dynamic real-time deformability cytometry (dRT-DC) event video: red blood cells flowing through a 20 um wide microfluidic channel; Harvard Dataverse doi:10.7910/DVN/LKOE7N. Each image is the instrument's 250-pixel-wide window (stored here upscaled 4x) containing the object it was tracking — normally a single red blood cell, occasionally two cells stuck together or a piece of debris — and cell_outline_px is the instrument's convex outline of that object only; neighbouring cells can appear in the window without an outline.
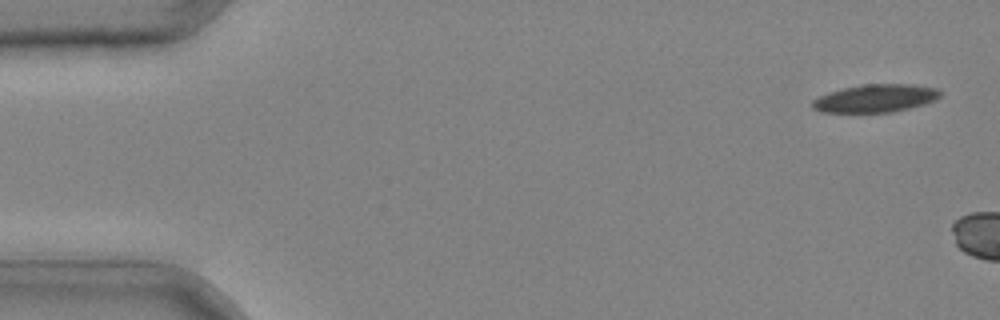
{"species": "common noctule bat (a hibernating species)", "species_latin": "Nyctalus noctula", "temperature_condition": "cold", "stored_images_in_passage": 5, "camera_frame_rate_fps": 3000, "um_per_image_px": 0.085, "animal": {"sex": "male", "body_mass_g": 20.4}, "frame": {"image": 1, "passage_image": 2, "time_ms": 0.333, "image_size_px": [1000, 320], "cell_outline_px": [[940, 96], [936, 100], [924, 104], [892, 112], [820, 112], [812, 108], [812, 100], [828, 92], [860, 84], [912, 84], [936, 88], [940, 92]], "centroid_in_image_um": [74.4, 8.35], "position_along_channel_um": 10.6, "area_um2": 20.75}}